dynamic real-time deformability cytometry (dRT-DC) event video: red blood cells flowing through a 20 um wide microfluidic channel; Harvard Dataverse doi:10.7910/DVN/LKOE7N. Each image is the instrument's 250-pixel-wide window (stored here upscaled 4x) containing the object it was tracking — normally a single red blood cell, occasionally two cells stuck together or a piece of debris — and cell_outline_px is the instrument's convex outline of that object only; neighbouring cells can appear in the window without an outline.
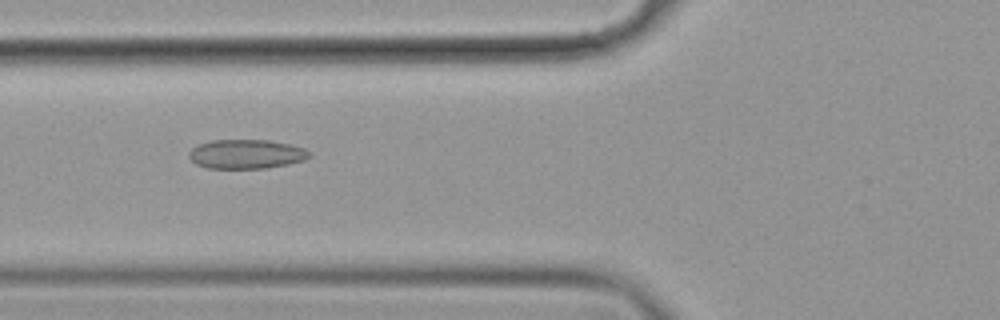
{"species": "common noctule bat (a hibernating species)", "species_latin": "Nyctalus noctula", "temperature_condition": "cold", "stored_images_in_passage": 8, "camera_frame_rate_fps": 3000, "um_per_image_px": 0.085, "animal": {"sex": "female", "body_mass_g": 19.9}, "frame": {"image": 1, "passage_image": 6, "time_ms": 1.667, "image_size_px": [1000, 320], "cell_outline_px": [[312, 156], [304, 160], [288, 164], [264, 168], [208, 168], [196, 164], [188, 156], [188, 152], [192, 148], [208, 140], [268, 140], [288, 144], [304, 148]], "centroid_in_image_um": [20.91, 13.09], "position_along_channel_um": 104.9, "area_um2": 20.4}}
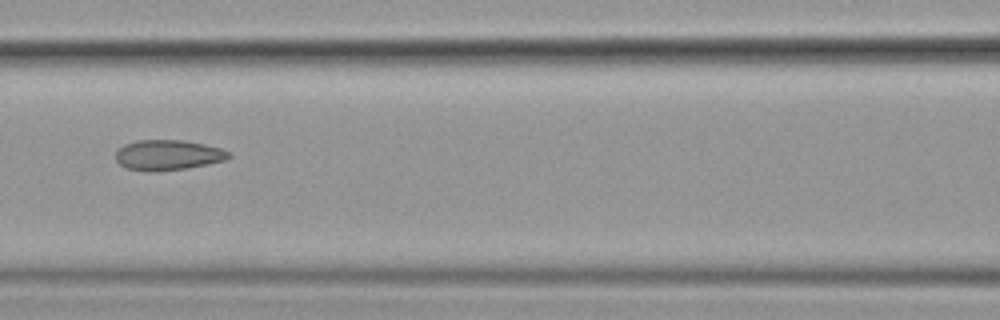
{"frame": {"image": 2, "passage_image": 7, "time_ms": 2.0, "image_size_px": [1000, 320], "cell_outline_px": [[232, 156], [224, 160], [208, 164], [184, 168], [128, 168], [120, 164], [116, 160], [116, 152], [124, 144], [136, 140], [184, 140], [204, 144], [220, 148], [228, 152]], "centroid_in_image_um": [14.31, 13.11], "position_along_channel_um": 152.3, "area_um2": 18.96}}
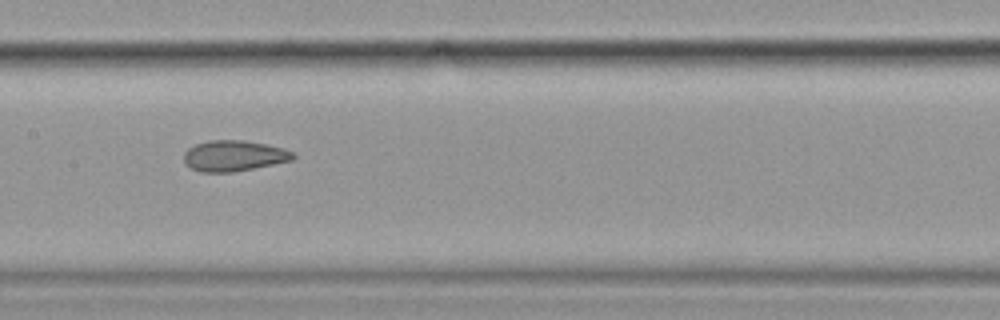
{"frame": {"image": 3, "passage_image": 8, "time_ms": 2.333, "image_size_px": [1000, 320], "cell_outline_px": [[296, 156], [292, 160], [232, 172], [200, 172], [184, 164], [184, 152], [188, 148], [196, 144], [208, 140], [244, 140], [284, 148], [296, 152]], "centroid_in_image_um": [19.87, 13.23], "position_along_channel_um": 187.5, "area_um2": 19.59}}